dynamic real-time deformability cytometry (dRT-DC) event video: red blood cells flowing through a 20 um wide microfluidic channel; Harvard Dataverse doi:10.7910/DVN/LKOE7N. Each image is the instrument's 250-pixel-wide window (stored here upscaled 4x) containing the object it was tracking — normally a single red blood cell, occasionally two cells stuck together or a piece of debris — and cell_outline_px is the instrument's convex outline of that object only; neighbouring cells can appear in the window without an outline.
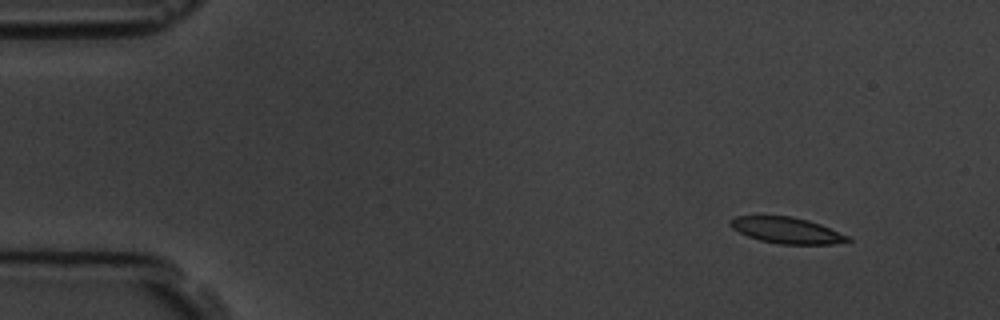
{"species": "common noctule bat (a hibernating species)", "species_latin": "Nyctalus noctula", "temperature_condition": "room temperature", "stored_images_in_passage": 4, "camera_frame_rate_fps": 3000, "um_per_image_px": 0.085, "animal": {"sex": "male", "body_mass_g": 19.5, "forearm_length_mm": 54.6}, "frame": {"image": 1, "passage_image": 1, "time_ms": 0.0, "image_size_px": [1000, 320], "cell_outline_px": [[852, 240], [832, 244], [780, 244], [760, 240], [748, 236], [732, 228], [728, 224], [728, 220], [736, 216], [792, 216], [808, 220], [820, 224], [852, 236]], "centroid_in_image_um": [66.9, 19.57], "position_along_channel_um": 18.1, "area_um2": 17.98}}
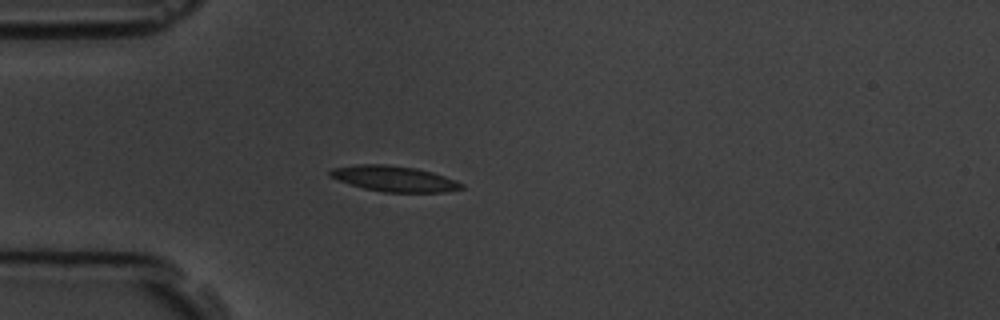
{"frame": {"image": 2, "passage_image": 4, "time_ms": 3.333, "image_size_px": [1000, 320], "cell_outline_px": [[464, 188], [444, 192], [384, 192], [364, 188], [328, 176], [328, 172], [332, 168], [360, 164], [384, 164], [416, 168], [432, 172], [456, 180], [464, 184]], "centroid_in_image_um": [33.52, 15.18], "position_along_channel_um": 51.5, "area_um2": 19.48}}